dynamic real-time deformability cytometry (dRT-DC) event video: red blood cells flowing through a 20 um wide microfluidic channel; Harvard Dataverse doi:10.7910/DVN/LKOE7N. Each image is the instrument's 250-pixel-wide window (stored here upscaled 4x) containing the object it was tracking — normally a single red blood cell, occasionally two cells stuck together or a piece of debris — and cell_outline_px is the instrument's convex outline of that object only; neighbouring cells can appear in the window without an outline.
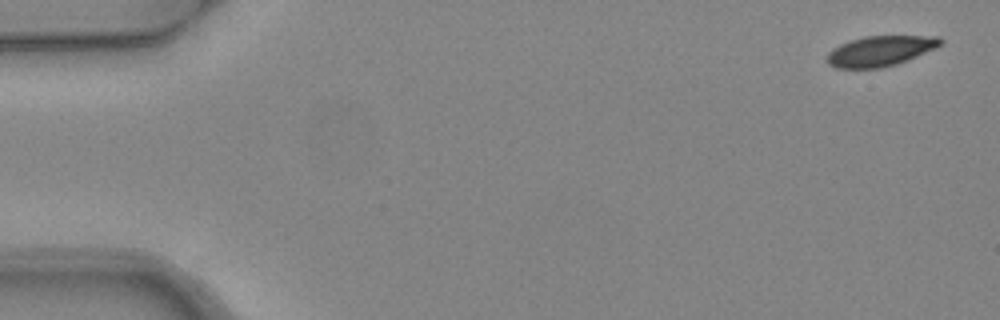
{"species": "common noctule bat (a hibernating species)", "species_latin": "Nyctalus noctula", "temperature_condition": "warm", "stored_images_in_passage": 5, "camera_frame_rate_fps": 3000, "um_per_image_px": 0.085, "animal": {"sex": "female", "body_mass_g": 24.6, "forearm_length_mm": 56.2}, "frame": {"image": 1, "passage_image": 1, "time_ms": 0.0, "image_size_px": [1000, 320], "cell_outline_px": [[944, 40], [936, 48], [908, 60], [896, 64], [880, 68], [836, 68], [828, 64], [824, 60], [828, 52], [832, 48], [840, 44], [864, 36], [940, 36]], "centroid_in_image_um": [74.8, 4.33], "position_along_channel_um": 10.2, "area_um2": 20.17}}
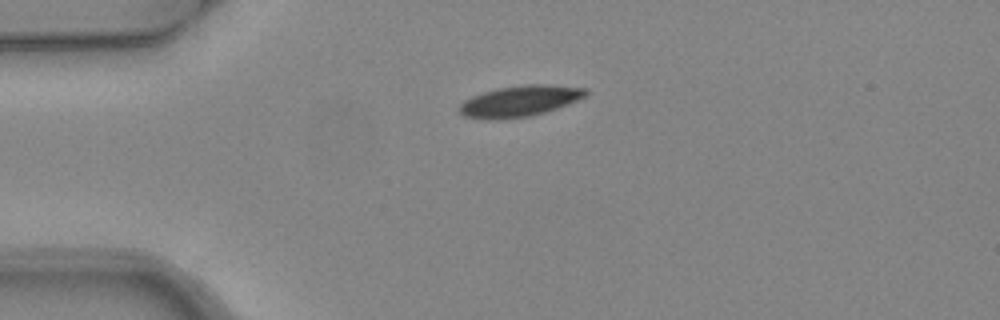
{"frame": {"image": 2, "passage_image": 4, "time_ms": 1.0, "image_size_px": [1000, 320], "cell_outline_px": [[588, 92], [584, 96], [568, 104], [544, 112], [528, 116], [500, 120], [488, 120], [464, 116], [460, 112], [460, 104], [464, 100], [472, 96], [496, 88], [524, 84], [552, 84], [588, 88]], "centroid_in_image_um": [44.17, 8.58], "position_along_channel_um": 40.8, "area_um2": 22.89}}